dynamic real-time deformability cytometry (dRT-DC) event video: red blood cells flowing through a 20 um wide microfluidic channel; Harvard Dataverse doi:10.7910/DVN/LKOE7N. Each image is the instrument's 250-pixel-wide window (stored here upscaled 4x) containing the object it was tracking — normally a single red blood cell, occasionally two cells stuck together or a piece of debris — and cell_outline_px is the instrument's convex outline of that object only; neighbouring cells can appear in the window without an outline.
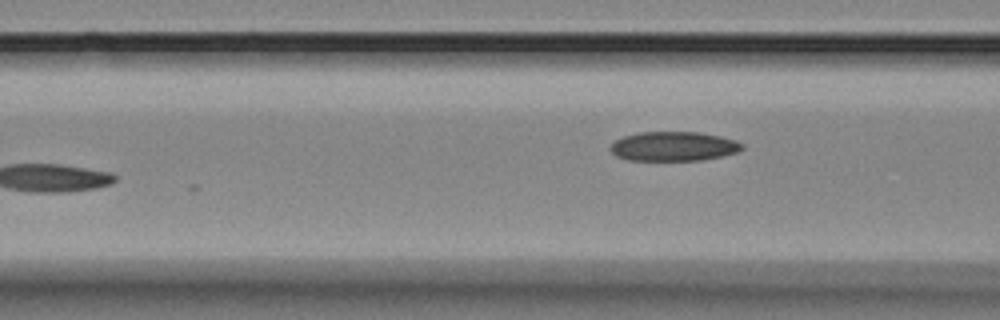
{"species": "Egyptian fruit bat (a non-hibernating species)", "species_latin": "Rousettus aegyptiacus", "temperature_condition": "room temperature", "stored_images_in_passage": 7, "camera_frame_rate_fps": 3000, "um_per_image_px": 0.085, "animal": {"sex": "female"}, "frame": {"image": 1, "passage_image": 6, "time_ms": 6.0, "image_size_px": [1000, 320], "cell_outline_px": [[744, 148], [740, 152], [704, 160], [628, 160], [616, 156], [612, 152], [612, 144], [616, 140], [624, 136], [640, 132], [700, 132], [720, 136], [736, 140], [744, 144]], "centroid_in_image_um": [57.33, 12.44], "position_along_channel_um": 109.3, "area_um2": 22.6}}
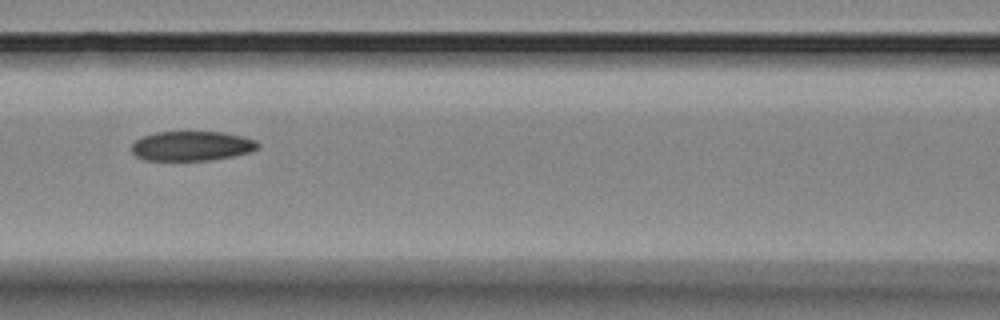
{"frame": {"image": 2, "passage_image": 7, "time_ms": 7.0, "image_size_px": [1000, 320], "cell_outline_px": [[260, 148], [248, 152], [232, 156], [208, 160], [144, 160], [136, 156], [132, 152], [132, 144], [140, 136], [156, 132], [224, 132], [256, 140], [260, 144]], "centroid_in_image_um": [16.28, 12.4], "position_along_channel_um": 150.3, "area_um2": 21.79}}